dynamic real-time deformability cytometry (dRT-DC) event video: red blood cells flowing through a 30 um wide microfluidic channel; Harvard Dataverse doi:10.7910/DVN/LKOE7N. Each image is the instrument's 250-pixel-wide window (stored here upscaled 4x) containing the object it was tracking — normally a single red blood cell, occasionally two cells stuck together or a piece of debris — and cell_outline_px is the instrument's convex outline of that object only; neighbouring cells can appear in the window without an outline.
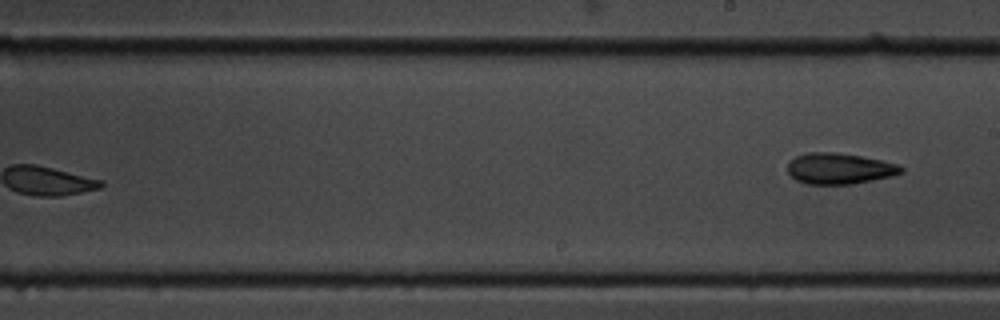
{"species": "common noctule bat (a hibernating species)", "species_latin": "Nyctalus noctula", "temperature_condition": "cold", "stored_images_in_passage": 10, "camera_frame_rate_fps": 3000, "um_per_image_px": 0.085, "animal": {"sex": "male", "body_mass_g": 19.5, "forearm_length_mm": 54.6}, "frame": {"image": 1, "passage_image": 10, "time_ms": 11.333, "image_size_px": [1000, 320], "cell_outline_px": [[904, 172], [892, 176], [852, 184], [808, 184], [796, 180], [788, 172], [788, 164], [796, 156], [808, 152], [832, 152], [860, 156], [900, 164], [904, 168]], "centroid_in_image_um": [71.38, 14.33], "position_along_channel_um": 217.6, "area_um2": 20.4}}